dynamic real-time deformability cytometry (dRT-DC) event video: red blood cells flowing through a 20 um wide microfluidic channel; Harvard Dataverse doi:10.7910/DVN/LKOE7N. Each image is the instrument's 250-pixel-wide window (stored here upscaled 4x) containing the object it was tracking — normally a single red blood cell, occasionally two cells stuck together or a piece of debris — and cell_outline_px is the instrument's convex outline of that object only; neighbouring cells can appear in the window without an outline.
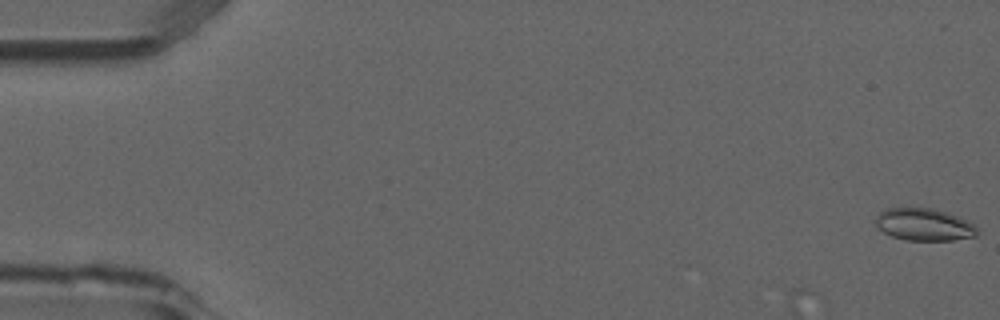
{"species": "common noctule bat (a hibernating species)", "species_latin": "Nyctalus noctula", "temperature_condition": "room temperature", "stored_images_in_passage": 3, "camera_frame_rate_fps": 3000, "um_per_image_px": 0.085, "animal": {"sex": "male", "forearm_length_mm": 52.5}, "frame": {"image": 1, "passage_image": 3, "time_ms": 0.667, "image_size_px": [1000, 320], "cell_outline_px": [[980, 232], [976, 236], [952, 240], [908, 240], [892, 236], [884, 232], [876, 224], [876, 216], [880, 212], [888, 208], [936, 208], [948, 212], [972, 224]], "centroid_in_image_um": [78.56, 19.08], "position_along_channel_um": 6.4, "area_um2": 18.9}}